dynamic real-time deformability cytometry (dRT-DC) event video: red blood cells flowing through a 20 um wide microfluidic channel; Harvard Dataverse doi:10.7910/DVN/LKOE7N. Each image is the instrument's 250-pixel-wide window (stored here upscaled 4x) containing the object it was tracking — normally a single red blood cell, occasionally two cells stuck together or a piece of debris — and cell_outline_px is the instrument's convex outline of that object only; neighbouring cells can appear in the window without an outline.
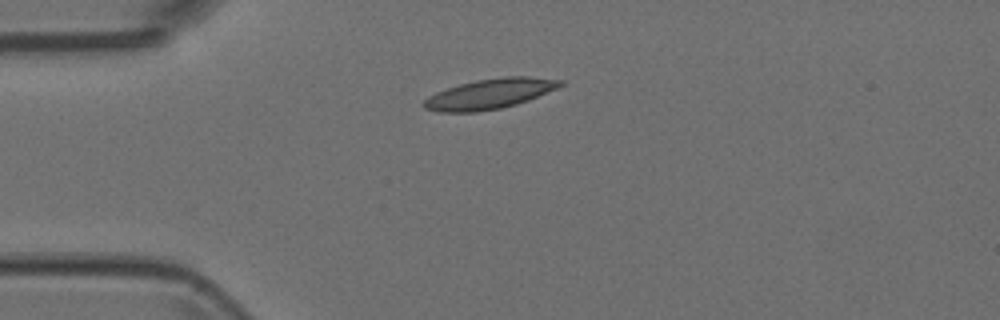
{"species": "Egyptian fruit bat (a non-hibernating species)", "species_latin": "Rousettus aegyptiacus", "temperature_condition": "room temperature", "stored_images_in_passage": 6, "camera_frame_rate_fps": 3000, "um_per_image_px": 0.085, "animal": {"sex": "female"}, "frame": {"image": 1, "passage_image": 1, "time_ms": 0.0, "image_size_px": [1000, 320], "cell_outline_px": [[564, 84], [556, 88], [528, 100], [516, 104], [500, 108], [476, 112], [440, 112], [424, 108], [420, 104], [428, 96], [436, 92], [460, 84], [476, 80], [504, 76], [528, 76], [564, 80]], "centroid_in_image_um": [41.6, 7.97], "position_along_channel_um": 43.4, "area_um2": 23.87}}
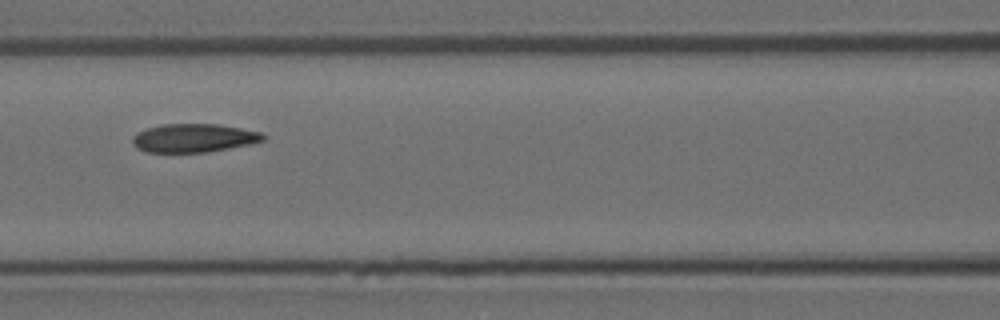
{"frame": {"image": 2, "passage_image": 4, "time_ms": 1.0, "image_size_px": [1000, 320], "cell_outline_px": [[268, 140], [208, 152], [144, 152], [136, 148], [132, 144], [132, 136], [136, 132], [144, 128], [160, 124], [216, 124], [240, 128], [260, 132], [268, 136]], "centroid_in_image_um": [16.43, 11.73], "position_along_channel_um": 150.2, "area_um2": 21.96}}
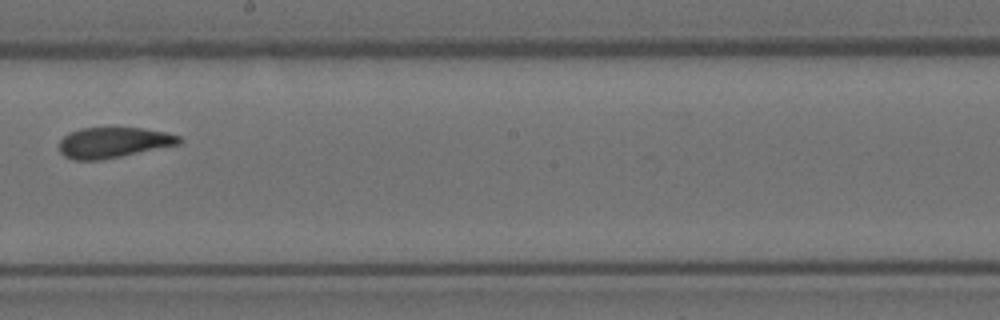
{"frame": {"image": 3, "passage_image": 6, "time_ms": 1.667, "image_size_px": [1000, 320], "cell_outline_px": [[184, 140], [180, 144], [100, 160], [72, 160], [64, 156], [60, 152], [60, 140], [64, 136], [80, 128], [144, 128], [164, 132], [180, 136]], "centroid_in_image_um": [9.65, 12.11], "position_along_channel_um": 238.6, "area_um2": 21.21}}